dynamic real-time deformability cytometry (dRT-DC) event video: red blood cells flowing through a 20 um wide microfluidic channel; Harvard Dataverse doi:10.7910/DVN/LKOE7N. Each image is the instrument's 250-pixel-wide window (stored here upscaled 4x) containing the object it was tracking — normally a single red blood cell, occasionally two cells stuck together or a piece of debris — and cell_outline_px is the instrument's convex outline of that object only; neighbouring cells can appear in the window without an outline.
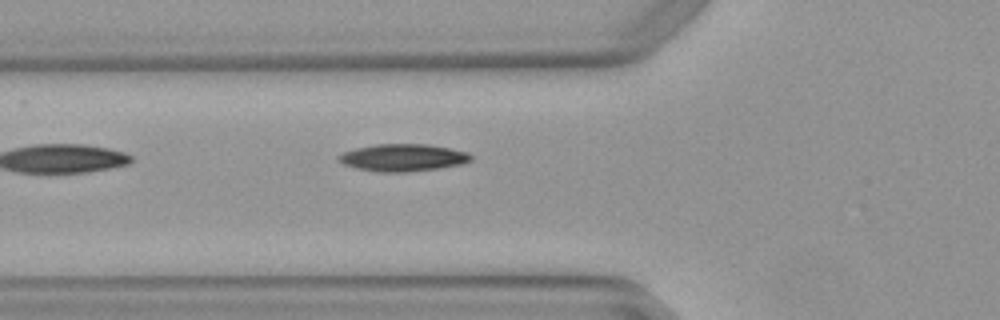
{"species": "Egyptian fruit bat (a non-hibernating species)", "species_latin": "Rousettus aegyptiacus", "temperature_condition": "warm", "stored_images_in_passage": 5, "camera_frame_rate_fps": 3000, "um_per_image_px": 0.085, "animal": {"sex": "female"}, "frame": {"image": 1, "passage_image": 5, "time_ms": 1.333, "image_size_px": [1000, 320], "cell_outline_px": [[472, 160], [464, 164], [440, 168], [404, 172], [380, 172], [356, 168], [344, 164], [336, 160], [336, 156], [344, 152], [356, 148], [376, 144], [428, 144], [468, 152], [472, 156]], "centroid_in_image_um": [34.25, 13.4], "position_along_channel_um": 91.5, "area_um2": 21.1}}